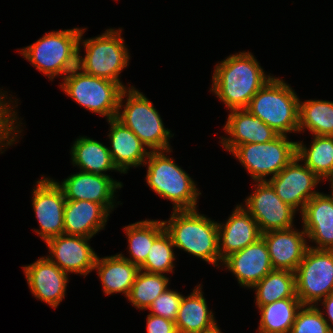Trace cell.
I'll use <instances>...</instances> for the list:
<instances>
[{"label":"cell","instance_id":"cell-21","mask_svg":"<svg viewBox=\"0 0 333 333\" xmlns=\"http://www.w3.org/2000/svg\"><path fill=\"white\" fill-rule=\"evenodd\" d=\"M303 230L314 249L333 250V200L329 194L317 193L300 213Z\"/></svg>","mask_w":333,"mask_h":333},{"label":"cell","instance_id":"cell-28","mask_svg":"<svg viewBox=\"0 0 333 333\" xmlns=\"http://www.w3.org/2000/svg\"><path fill=\"white\" fill-rule=\"evenodd\" d=\"M302 307L298 297H290L260 306L257 333H290L296 314Z\"/></svg>","mask_w":333,"mask_h":333},{"label":"cell","instance_id":"cell-16","mask_svg":"<svg viewBox=\"0 0 333 333\" xmlns=\"http://www.w3.org/2000/svg\"><path fill=\"white\" fill-rule=\"evenodd\" d=\"M22 268L33 296L56 309L65 298L69 274L62 271L46 256Z\"/></svg>","mask_w":333,"mask_h":333},{"label":"cell","instance_id":"cell-15","mask_svg":"<svg viewBox=\"0 0 333 333\" xmlns=\"http://www.w3.org/2000/svg\"><path fill=\"white\" fill-rule=\"evenodd\" d=\"M91 238L61 234L45 242L49 248L46 256L62 271L84 277L93 271L97 253L90 246Z\"/></svg>","mask_w":333,"mask_h":333},{"label":"cell","instance_id":"cell-17","mask_svg":"<svg viewBox=\"0 0 333 333\" xmlns=\"http://www.w3.org/2000/svg\"><path fill=\"white\" fill-rule=\"evenodd\" d=\"M221 266L232 272L240 286L248 289L273 270L270 254L262 237L244 249L231 254Z\"/></svg>","mask_w":333,"mask_h":333},{"label":"cell","instance_id":"cell-25","mask_svg":"<svg viewBox=\"0 0 333 333\" xmlns=\"http://www.w3.org/2000/svg\"><path fill=\"white\" fill-rule=\"evenodd\" d=\"M93 270L98 273L104 294L123 293L127 298L140 269L117 253L103 258L97 256Z\"/></svg>","mask_w":333,"mask_h":333},{"label":"cell","instance_id":"cell-9","mask_svg":"<svg viewBox=\"0 0 333 333\" xmlns=\"http://www.w3.org/2000/svg\"><path fill=\"white\" fill-rule=\"evenodd\" d=\"M250 174L253 182L267 181L285 168L297 155V141L288 135H278L265 143H250L236 146L231 152Z\"/></svg>","mask_w":333,"mask_h":333},{"label":"cell","instance_id":"cell-23","mask_svg":"<svg viewBox=\"0 0 333 333\" xmlns=\"http://www.w3.org/2000/svg\"><path fill=\"white\" fill-rule=\"evenodd\" d=\"M110 213L99 203L86 200H66L64 234L94 237L104 230Z\"/></svg>","mask_w":333,"mask_h":333},{"label":"cell","instance_id":"cell-36","mask_svg":"<svg viewBox=\"0 0 333 333\" xmlns=\"http://www.w3.org/2000/svg\"><path fill=\"white\" fill-rule=\"evenodd\" d=\"M146 324V333H178L175 322L161 316L149 313Z\"/></svg>","mask_w":333,"mask_h":333},{"label":"cell","instance_id":"cell-14","mask_svg":"<svg viewBox=\"0 0 333 333\" xmlns=\"http://www.w3.org/2000/svg\"><path fill=\"white\" fill-rule=\"evenodd\" d=\"M54 181L63 190L66 200H86L99 203L109 213L120 203L115 202L117 198L115 193L123 187V183L114 180L109 175L79 171L68 176L61 183Z\"/></svg>","mask_w":333,"mask_h":333},{"label":"cell","instance_id":"cell-33","mask_svg":"<svg viewBox=\"0 0 333 333\" xmlns=\"http://www.w3.org/2000/svg\"><path fill=\"white\" fill-rule=\"evenodd\" d=\"M175 246L170 234L164 230L153 242L145 262L139 267L147 273H174Z\"/></svg>","mask_w":333,"mask_h":333},{"label":"cell","instance_id":"cell-37","mask_svg":"<svg viewBox=\"0 0 333 333\" xmlns=\"http://www.w3.org/2000/svg\"><path fill=\"white\" fill-rule=\"evenodd\" d=\"M321 303V306H323V311H321L322 308H319L318 304ZM321 312L322 316L324 317V319L326 320L327 324L329 325L330 330L333 333V291L324 299H322L321 301H319L316 305H315ZM325 312V313H324Z\"/></svg>","mask_w":333,"mask_h":333},{"label":"cell","instance_id":"cell-13","mask_svg":"<svg viewBox=\"0 0 333 333\" xmlns=\"http://www.w3.org/2000/svg\"><path fill=\"white\" fill-rule=\"evenodd\" d=\"M267 181L283 202L301 213L305 204L319 193L315 189L322 180L296 156Z\"/></svg>","mask_w":333,"mask_h":333},{"label":"cell","instance_id":"cell-12","mask_svg":"<svg viewBox=\"0 0 333 333\" xmlns=\"http://www.w3.org/2000/svg\"><path fill=\"white\" fill-rule=\"evenodd\" d=\"M36 183L31 201L39 229H34V231L46 242L64 234L63 218L66 198L63 190L49 176L42 175V178Z\"/></svg>","mask_w":333,"mask_h":333},{"label":"cell","instance_id":"cell-35","mask_svg":"<svg viewBox=\"0 0 333 333\" xmlns=\"http://www.w3.org/2000/svg\"><path fill=\"white\" fill-rule=\"evenodd\" d=\"M182 297L180 292L168 288L150 305L149 312L175 322Z\"/></svg>","mask_w":333,"mask_h":333},{"label":"cell","instance_id":"cell-27","mask_svg":"<svg viewBox=\"0 0 333 333\" xmlns=\"http://www.w3.org/2000/svg\"><path fill=\"white\" fill-rule=\"evenodd\" d=\"M128 242V257H121L140 267L146 260L154 240L165 230L163 220L145 219L123 227Z\"/></svg>","mask_w":333,"mask_h":333},{"label":"cell","instance_id":"cell-6","mask_svg":"<svg viewBox=\"0 0 333 333\" xmlns=\"http://www.w3.org/2000/svg\"><path fill=\"white\" fill-rule=\"evenodd\" d=\"M116 119L134 132L150 152L172 149L169 142L174 134L165 128L154 104L135 87L122 91Z\"/></svg>","mask_w":333,"mask_h":333},{"label":"cell","instance_id":"cell-26","mask_svg":"<svg viewBox=\"0 0 333 333\" xmlns=\"http://www.w3.org/2000/svg\"><path fill=\"white\" fill-rule=\"evenodd\" d=\"M71 160L82 172L107 175V171L120 172L113 164L109 148L87 136H79L71 147Z\"/></svg>","mask_w":333,"mask_h":333},{"label":"cell","instance_id":"cell-2","mask_svg":"<svg viewBox=\"0 0 333 333\" xmlns=\"http://www.w3.org/2000/svg\"><path fill=\"white\" fill-rule=\"evenodd\" d=\"M175 248L220 269L218 222L195 210L172 211L163 221Z\"/></svg>","mask_w":333,"mask_h":333},{"label":"cell","instance_id":"cell-24","mask_svg":"<svg viewBox=\"0 0 333 333\" xmlns=\"http://www.w3.org/2000/svg\"><path fill=\"white\" fill-rule=\"evenodd\" d=\"M203 294L199 284L191 294L182 297L175 320L178 333H205L217 326L214 313L209 310Z\"/></svg>","mask_w":333,"mask_h":333},{"label":"cell","instance_id":"cell-30","mask_svg":"<svg viewBox=\"0 0 333 333\" xmlns=\"http://www.w3.org/2000/svg\"><path fill=\"white\" fill-rule=\"evenodd\" d=\"M251 289L255 290L256 308L285 298L297 297L295 272L273 269Z\"/></svg>","mask_w":333,"mask_h":333},{"label":"cell","instance_id":"cell-18","mask_svg":"<svg viewBox=\"0 0 333 333\" xmlns=\"http://www.w3.org/2000/svg\"><path fill=\"white\" fill-rule=\"evenodd\" d=\"M273 269L295 272L308 249L307 234L296 227L262 233Z\"/></svg>","mask_w":333,"mask_h":333},{"label":"cell","instance_id":"cell-7","mask_svg":"<svg viewBox=\"0 0 333 333\" xmlns=\"http://www.w3.org/2000/svg\"><path fill=\"white\" fill-rule=\"evenodd\" d=\"M279 77H273L253 96L247 109L279 135L299 133V97Z\"/></svg>","mask_w":333,"mask_h":333},{"label":"cell","instance_id":"cell-22","mask_svg":"<svg viewBox=\"0 0 333 333\" xmlns=\"http://www.w3.org/2000/svg\"><path fill=\"white\" fill-rule=\"evenodd\" d=\"M109 126V152L113 164L120 173L126 174L130 167L144 165L150 151L128 127L116 118L106 120Z\"/></svg>","mask_w":333,"mask_h":333},{"label":"cell","instance_id":"cell-3","mask_svg":"<svg viewBox=\"0 0 333 333\" xmlns=\"http://www.w3.org/2000/svg\"><path fill=\"white\" fill-rule=\"evenodd\" d=\"M172 149L150 152L143 166L147 165L146 184L158 196L173 204V211L195 210L201 192L190 175L170 157Z\"/></svg>","mask_w":333,"mask_h":333},{"label":"cell","instance_id":"cell-11","mask_svg":"<svg viewBox=\"0 0 333 333\" xmlns=\"http://www.w3.org/2000/svg\"><path fill=\"white\" fill-rule=\"evenodd\" d=\"M254 192L241 205L257 222L261 233L294 227L296 210L283 202L268 181H256Z\"/></svg>","mask_w":333,"mask_h":333},{"label":"cell","instance_id":"cell-38","mask_svg":"<svg viewBox=\"0 0 333 333\" xmlns=\"http://www.w3.org/2000/svg\"><path fill=\"white\" fill-rule=\"evenodd\" d=\"M329 181V183L331 184L330 185V188H331V194L329 195L331 197V199L333 200V177L331 178H328V179H325L324 181Z\"/></svg>","mask_w":333,"mask_h":333},{"label":"cell","instance_id":"cell-5","mask_svg":"<svg viewBox=\"0 0 333 333\" xmlns=\"http://www.w3.org/2000/svg\"><path fill=\"white\" fill-rule=\"evenodd\" d=\"M82 28L52 30L19 53L51 81L64 78L78 66V46Z\"/></svg>","mask_w":333,"mask_h":333},{"label":"cell","instance_id":"cell-19","mask_svg":"<svg viewBox=\"0 0 333 333\" xmlns=\"http://www.w3.org/2000/svg\"><path fill=\"white\" fill-rule=\"evenodd\" d=\"M229 112L227 122L223 127L227 137L221 136L220 141L228 152L239 145L272 141L279 135L247 108L232 109Z\"/></svg>","mask_w":333,"mask_h":333},{"label":"cell","instance_id":"cell-8","mask_svg":"<svg viewBox=\"0 0 333 333\" xmlns=\"http://www.w3.org/2000/svg\"><path fill=\"white\" fill-rule=\"evenodd\" d=\"M60 83V88L79 106L107 118H116L119 99L124 90L118 83L82 72L71 70Z\"/></svg>","mask_w":333,"mask_h":333},{"label":"cell","instance_id":"cell-32","mask_svg":"<svg viewBox=\"0 0 333 333\" xmlns=\"http://www.w3.org/2000/svg\"><path fill=\"white\" fill-rule=\"evenodd\" d=\"M169 280L166 274L139 270L127 299L136 309L148 310L154 300L169 288Z\"/></svg>","mask_w":333,"mask_h":333},{"label":"cell","instance_id":"cell-34","mask_svg":"<svg viewBox=\"0 0 333 333\" xmlns=\"http://www.w3.org/2000/svg\"><path fill=\"white\" fill-rule=\"evenodd\" d=\"M290 333H332L320 310L315 305H302Z\"/></svg>","mask_w":333,"mask_h":333},{"label":"cell","instance_id":"cell-10","mask_svg":"<svg viewBox=\"0 0 333 333\" xmlns=\"http://www.w3.org/2000/svg\"><path fill=\"white\" fill-rule=\"evenodd\" d=\"M296 295L302 305H316L333 291V250L308 247L295 271Z\"/></svg>","mask_w":333,"mask_h":333},{"label":"cell","instance_id":"cell-39","mask_svg":"<svg viewBox=\"0 0 333 333\" xmlns=\"http://www.w3.org/2000/svg\"><path fill=\"white\" fill-rule=\"evenodd\" d=\"M205 333H222V332H221V329L219 328V326L217 325L215 328H213L212 330L207 331Z\"/></svg>","mask_w":333,"mask_h":333},{"label":"cell","instance_id":"cell-1","mask_svg":"<svg viewBox=\"0 0 333 333\" xmlns=\"http://www.w3.org/2000/svg\"><path fill=\"white\" fill-rule=\"evenodd\" d=\"M266 74L253 53L231 54L215 65L210 91L228 110L247 108L253 96L273 77Z\"/></svg>","mask_w":333,"mask_h":333},{"label":"cell","instance_id":"cell-4","mask_svg":"<svg viewBox=\"0 0 333 333\" xmlns=\"http://www.w3.org/2000/svg\"><path fill=\"white\" fill-rule=\"evenodd\" d=\"M86 30L82 28L80 33L77 68L88 75L114 81L123 89L134 87H127L119 77L123 69L129 66L130 60L129 50L122 37L123 29H106L102 35L82 40ZM80 44L85 48L83 57Z\"/></svg>","mask_w":333,"mask_h":333},{"label":"cell","instance_id":"cell-20","mask_svg":"<svg viewBox=\"0 0 333 333\" xmlns=\"http://www.w3.org/2000/svg\"><path fill=\"white\" fill-rule=\"evenodd\" d=\"M261 235L257 222L241 204H237L225 223L218 222L221 261L256 242Z\"/></svg>","mask_w":333,"mask_h":333},{"label":"cell","instance_id":"cell-31","mask_svg":"<svg viewBox=\"0 0 333 333\" xmlns=\"http://www.w3.org/2000/svg\"><path fill=\"white\" fill-rule=\"evenodd\" d=\"M304 129L310 131L312 136H333V101H299L298 132H304Z\"/></svg>","mask_w":333,"mask_h":333},{"label":"cell","instance_id":"cell-29","mask_svg":"<svg viewBox=\"0 0 333 333\" xmlns=\"http://www.w3.org/2000/svg\"><path fill=\"white\" fill-rule=\"evenodd\" d=\"M309 147L297 142V157L322 181L333 177V136L313 135Z\"/></svg>","mask_w":333,"mask_h":333}]
</instances>
